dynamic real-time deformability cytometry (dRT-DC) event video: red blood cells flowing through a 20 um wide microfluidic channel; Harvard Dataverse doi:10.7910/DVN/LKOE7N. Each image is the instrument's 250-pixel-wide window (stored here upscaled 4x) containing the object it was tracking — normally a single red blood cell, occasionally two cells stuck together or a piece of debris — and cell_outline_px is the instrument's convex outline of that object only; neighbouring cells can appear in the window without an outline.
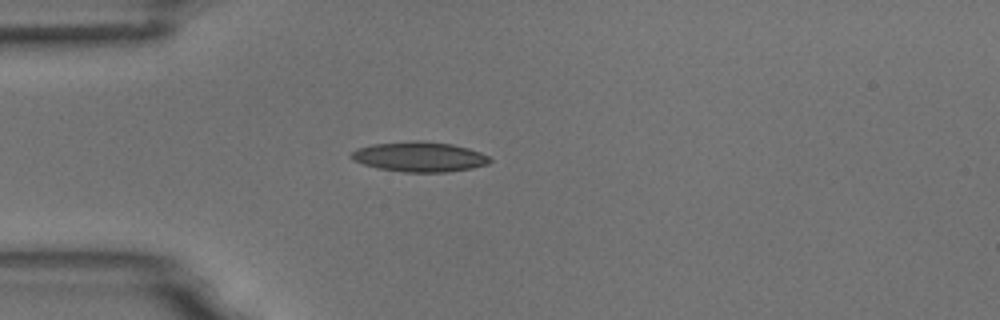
{"species": "common noctule bat (a hibernating species)", "species_latin": "Nyctalus noctula", "temperature_condition": "room temperature", "stored_images_in_passage": 1, "camera_frame_rate_fps": 3000, "um_per_image_px": 0.085, "animal": {"sex": "male", "body_mass_g": 18.8}, "frame": {"image": 1, "passage_image": 1, "time_ms": 0.0, "image_size_px": [1000, 320], "cell_outline_px": [[492, 160], [488, 164], [472, 168], [448, 172], [404, 172], [380, 168], [364, 164], [352, 160], [348, 156], [356, 148], [372, 144], [412, 140], [420, 140], [452, 144], [468, 148], [480, 152], [488, 156]], "centroid_in_image_um": [35.64, 13.32], "position_along_channel_um": 49.4, "area_um2": 24.33}}